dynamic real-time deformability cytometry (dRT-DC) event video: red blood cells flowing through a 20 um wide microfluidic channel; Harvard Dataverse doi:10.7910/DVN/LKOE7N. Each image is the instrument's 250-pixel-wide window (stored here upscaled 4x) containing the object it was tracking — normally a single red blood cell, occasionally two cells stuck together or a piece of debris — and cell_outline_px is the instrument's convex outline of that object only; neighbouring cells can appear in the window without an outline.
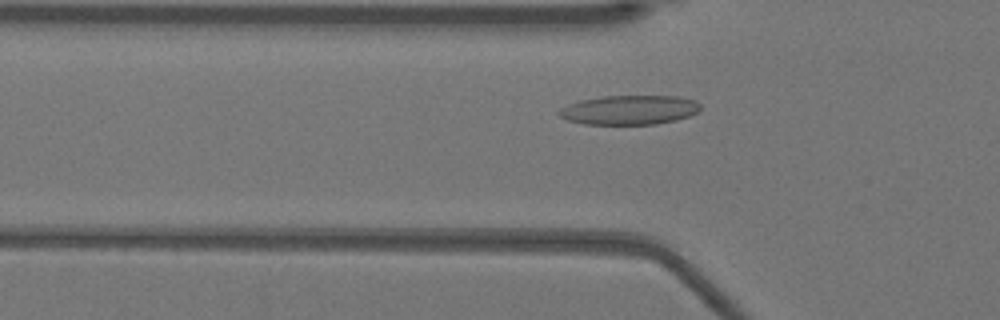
{"species": "Egyptian fruit bat (a non-hibernating species)", "species_latin": "Rousettus aegyptiacus", "temperature_condition": "warm", "stored_images_in_passage": 49, "camera_frame_rate_fps": 3000, "um_per_image_px": 0.085, "animal": {"sex": "female"}, "frame": {"image": 1, "passage_image": 14, "time_ms": 4.333, "image_size_px": [1000, 320], "cell_outline_px": [[700, 112], [676, 120], [656, 124], [584, 124], [568, 120], [560, 116], [556, 112], [560, 108], [568, 104], [580, 100], [600, 96], [676, 96], [696, 100], [700, 104]], "centroid_in_image_um": [53.5, 9.34], "position_along_channel_um": 72.3, "area_um2": 24.33}}
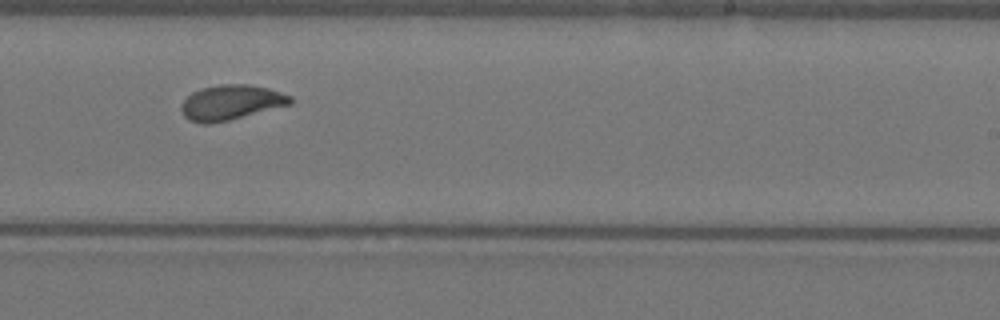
{"frame": {"image": 2, "passage_image": 29, "time_ms": 9.333, "image_size_px": [1000, 320], "cell_outline_px": [[292, 104], [228, 120], [208, 124], [204, 124], [188, 120], [184, 116], [180, 108], [180, 104], [192, 92], [200, 88], [220, 84], [248, 84], [268, 88], [292, 96]], "centroid_in_image_um": [19.61, 8.7], "position_along_channel_um": 269.4, "area_um2": 22.25}}
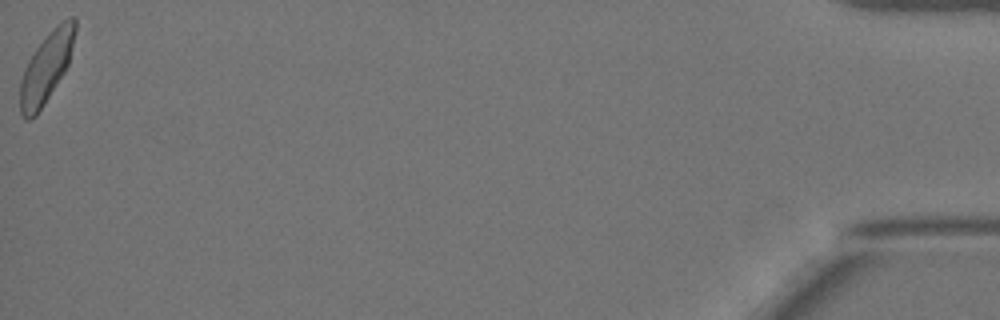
{"frame": {"image": 3, "passage_image": 49, "time_ms": 16.0, "image_size_px": [1000, 320], "cell_outline_px": [[76, 28], [68, 64], [64, 72], [44, 104], [36, 116], [28, 120], [20, 112], [20, 80], [24, 68], [28, 60], [36, 48], [52, 28], [56, 24], [72, 16], [76, 20]], "centroid_in_image_um": [3.92, 5.73], "position_along_channel_um": 431.3, "area_um2": 22.14}, "authors_computed_cell_mechanics": {"area_um2": 21.964, "velocity_mm_per_s": 3.9276, "shape_relaxation_time_tau1_ms": 3.5935, "shape_relaxation_time_tau2_ms": 1.3138, "deformation_change_tau1": 0.146, "deformation_change_tau2": 0.0764}}